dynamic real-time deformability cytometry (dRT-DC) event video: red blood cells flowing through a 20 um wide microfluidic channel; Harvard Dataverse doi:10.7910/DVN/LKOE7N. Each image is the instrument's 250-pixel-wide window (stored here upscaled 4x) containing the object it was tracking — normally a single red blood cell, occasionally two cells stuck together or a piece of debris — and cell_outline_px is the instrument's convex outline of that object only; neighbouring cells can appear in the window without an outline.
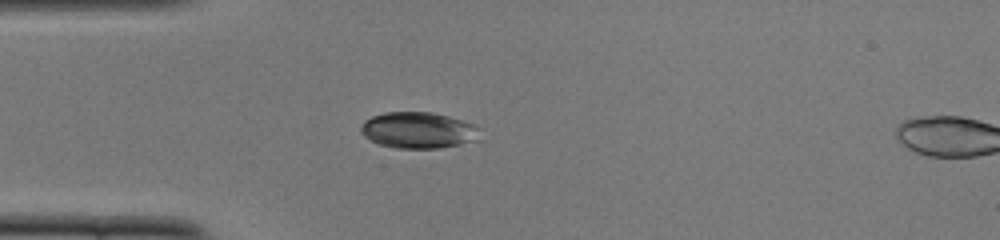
{"species": "common noctule bat (a hibernating species)", "species_latin": "Nyctalus noctula", "temperature_condition": "cold", "stored_images_in_passage": 3, "camera_frame_rate_fps": 3000, "um_per_image_px": 0.085, "animal": {"sex": "female", "body_mass_g": 22.0, "forearm_length_mm": 56.7}, "frame": {"image": 1, "passage_image": 1, "time_ms": 0.0, "image_size_px": [1000, 240], "cell_outline_px": [[480, 140], [440, 148], [396, 148], [380, 144], [364, 136], [360, 132], [360, 128], [364, 120], [372, 116], [384, 112], [432, 112], [448, 116], [472, 124], [480, 128]], "centroid_in_image_um": [35.57, 11.07], "position_along_channel_um": 49.4, "area_um2": 25.2}}